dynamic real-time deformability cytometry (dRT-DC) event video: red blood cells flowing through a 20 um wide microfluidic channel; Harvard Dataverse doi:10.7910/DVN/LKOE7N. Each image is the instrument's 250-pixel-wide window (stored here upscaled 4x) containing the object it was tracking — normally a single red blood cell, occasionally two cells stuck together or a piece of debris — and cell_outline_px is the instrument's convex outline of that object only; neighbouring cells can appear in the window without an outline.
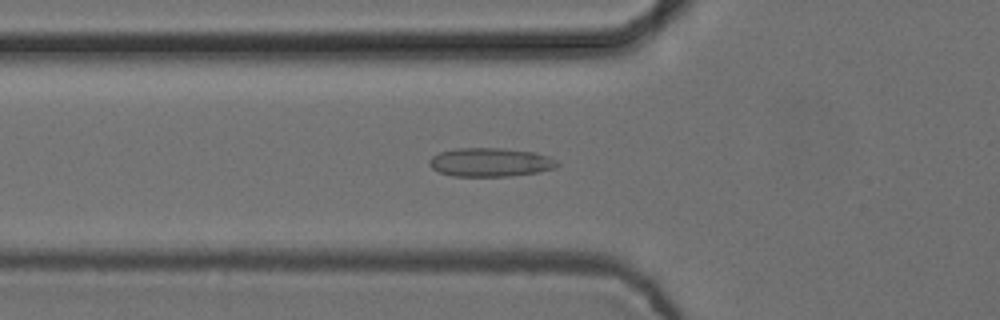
{"species": "common noctule bat (a hibernating species)", "species_latin": "Nyctalus noctula", "temperature_condition": "cold", "stored_images_in_passage": 30, "camera_frame_rate_fps": 3000, "um_per_image_px": 0.085, "animal": {"sex": "female", "body_mass_g": 24.6, "forearm_length_mm": 56.2}, "frame": {"image": 1, "passage_image": 11, "time_ms": 3.333, "image_size_px": [1000, 320], "cell_outline_px": [[560, 164], [556, 168], [536, 172], [512, 176], [452, 176], [440, 172], [432, 168], [428, 164], [428, 160], [432, 156], [440, 152], [456, 148], [504, 148], [532, 152], [548, 156], [556, 160]], "centroid_in_image_um": [41.66, 13.79], "position_along_channel_um": 84.1, "area_um2": 21.44}}
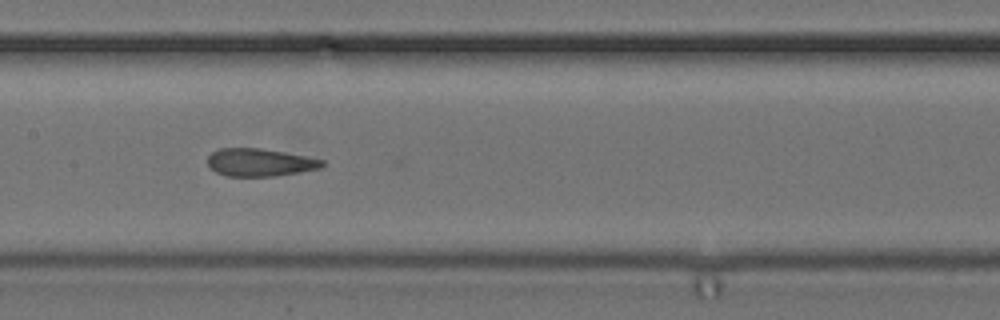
{"frame": {"image": 2, "passage_image": 19, "time_ms": 6.0, "image_size_px": [1000, 320], "cell_outline_px": [[324, 164], [320, 168], [276, 176], [228, 176], [216, 172], [208, 168], [208, 156], [212, 152], [220, 148], [260, 148], [284, 152], [324, 160]], "centroid_in_image_um": [22.04, 13.8], "position_along_channel_um": 185.4, "area_um2": 18.44}}
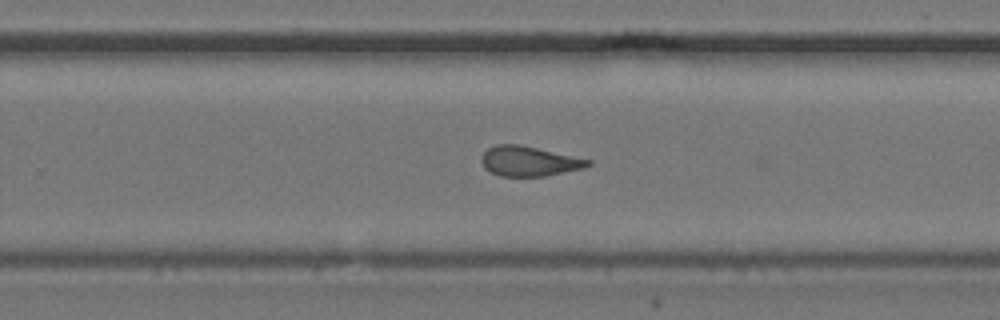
{"frame": {"image": 3, "passage_image": 27, "time_ms": 8.667, "image_size_px": [1000, 320], "cell_outline_px": [[592, 164], [584, 168], [544, 176], [500, 176], [484, 168], [480, 160], [480, 156], [488, 148], [496, 144], [520, 144], [592, 160]], "centroid_in_image_um": [44.95, 13.69], "position_along_channel_um": 284.8, "area_um2": 18.61}}